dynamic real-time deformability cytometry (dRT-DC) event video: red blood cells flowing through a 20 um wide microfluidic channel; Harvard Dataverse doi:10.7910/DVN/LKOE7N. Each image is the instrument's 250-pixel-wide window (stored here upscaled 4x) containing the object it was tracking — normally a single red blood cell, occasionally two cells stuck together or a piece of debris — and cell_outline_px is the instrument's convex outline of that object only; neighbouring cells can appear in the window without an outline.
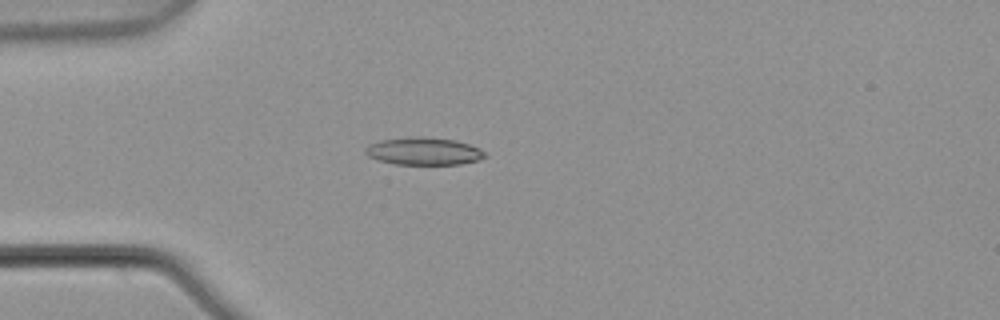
{"species": "common noctule bat (a hibernating species)", "species_latin": "Nyctalus noctula", "temperature_condition": "warm", "stored_images_in_passage": 4, "camera_frame_rate_fps": 3000, "um_per_image_px": 0.085, "animal": {"sex": "male", "body_mass_g": 21.5, "forearm_length_mm": 52.0}, "frame": {"image": 1, "passage_image": 4, "time_ms": 1.0, "image_size_px": [1000, 320], "cell_outline_px": [[488, 156], [480, 160], [460, 164], [396, 164], [376, 160], [368, 156], [364, 152], [364, 148], [368, 144], [380, 140], [456, 140], [480, 148], [488, 152]], "centroid_in_image_um": [36.07, 12.92], "position_along_channel_um": 48.9, "area_um2": 18.32}}